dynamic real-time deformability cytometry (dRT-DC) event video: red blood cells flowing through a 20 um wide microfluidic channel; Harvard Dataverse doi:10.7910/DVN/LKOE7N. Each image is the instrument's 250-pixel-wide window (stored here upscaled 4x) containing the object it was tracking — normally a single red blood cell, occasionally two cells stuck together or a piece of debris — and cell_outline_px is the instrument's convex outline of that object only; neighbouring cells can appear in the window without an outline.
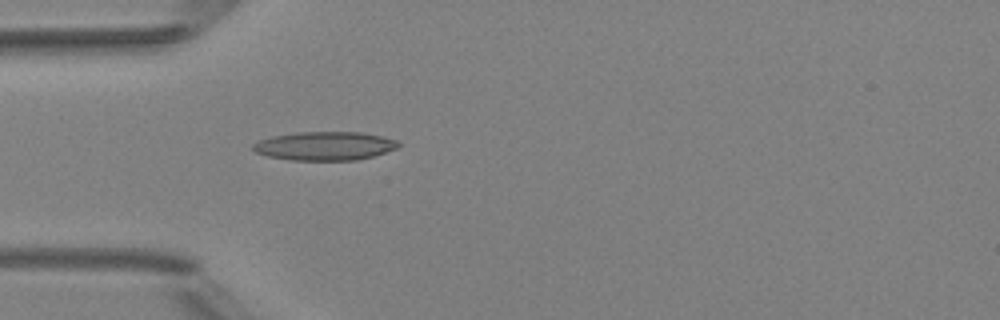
{"species": "Egyptian fruit bat (a non-hibernating species)", "species_latin": "Rousettus aegyptiacus", "temperature_condition": "room temperature", "stored_images_in_passage": 5, "camera_frame_rate_fps": 3000, "um_per_image_px": 0.085, "animal": {"sex": "female"}, "frame": {"image": 1, "passage_image": 5, "time_ms": 4.667, "image_size_px": [1000, 320], "cell_outline_px": [[400, 144], [396, 148], [372, 156], [356, 160], [292, 160], [268, 156], [256, 152], [252, 148], [252, 144], [260, 140], [272, 136], [296, 132], [360, 132], [380, 136], [396, 140]], "centroid_in_image_um": [27.57, 12.4], "position_along_channel_um": 57.4, "area_um2": 24.04}}